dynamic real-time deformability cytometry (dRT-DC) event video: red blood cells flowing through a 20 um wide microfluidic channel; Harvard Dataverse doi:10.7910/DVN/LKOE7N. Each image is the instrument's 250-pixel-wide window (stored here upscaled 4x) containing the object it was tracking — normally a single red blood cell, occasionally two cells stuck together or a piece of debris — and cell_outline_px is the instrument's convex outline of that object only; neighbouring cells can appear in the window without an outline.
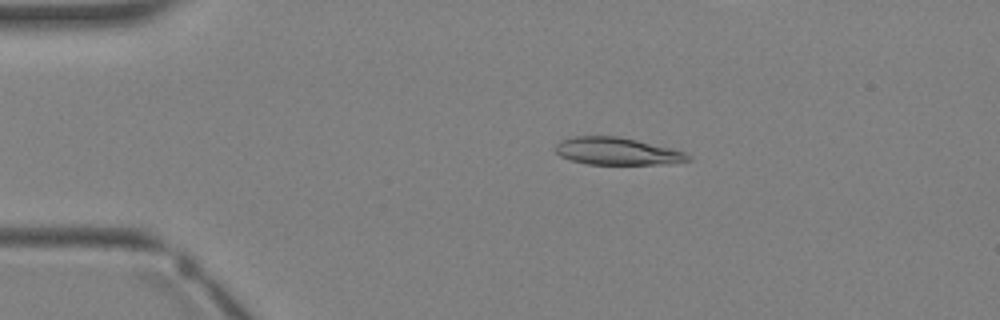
{"species": "Egyptian fruit bat (a non-hibernating species)", "species_latin": "Rousettus aegyptiacus", "temperature_condition": "warm", "stored_images_in_passage": 4, "camera_frame_rate_fps": 3000, "um_per_image_px": 0.085, "animal": {"sex": "female"}, "frame": {"image": 1, "passage_image": 2, "time_ms": 1.333, "image_size_px": [1000, 320], "cell_outline_px": [[692, 160], [668, 164], [588, 164], [572, 160], [560, 156], [556, 152], [556, 144], [560, 140], [576, 136], [616, 136], [636, 140], [684, 152]], "centroid_in_image_um": [52.42, 12.86], "position_along_channel_um": 32.6, "area_um2": 20.81}}